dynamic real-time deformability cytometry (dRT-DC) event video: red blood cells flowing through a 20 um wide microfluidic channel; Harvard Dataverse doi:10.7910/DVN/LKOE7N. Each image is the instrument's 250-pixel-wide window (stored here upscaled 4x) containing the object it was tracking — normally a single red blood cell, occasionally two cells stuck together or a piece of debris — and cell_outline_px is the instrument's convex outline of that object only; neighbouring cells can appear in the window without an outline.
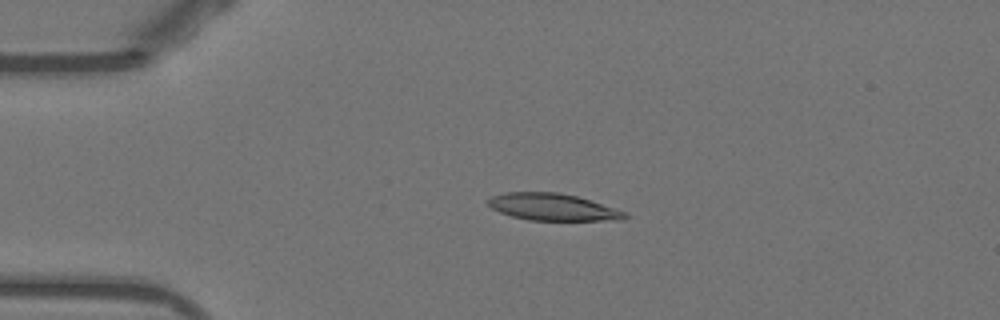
{"species": "Egyptian fruit bat (a non-hibernating species)", "species_latin": "Rousettus aegyptiacus", "temperature_condition": "warm", "stored_images_in_passage": 51, "camera_frame_rate_fps": 3000, "um_per_image_px": 0.085, "animal": {"sex": "female"}, "frame": {"image": 1, "passage_image": 11, "time_ms": 3.333, "image_size_px": [1000, 320], "cell_outline_px": [[628, 216], [624, 220], [528, 220], [512, 216], [500, 212], [492, 208], [488, 204], [488, 200], [492, 196], [504, 192], [556, 192], [576, 196], [616, 208], [628, 212]], "centroid_in_image_um": [47.01, 17.6], "position_along_channel_um": 38.0, "area_um2": 21.44}}
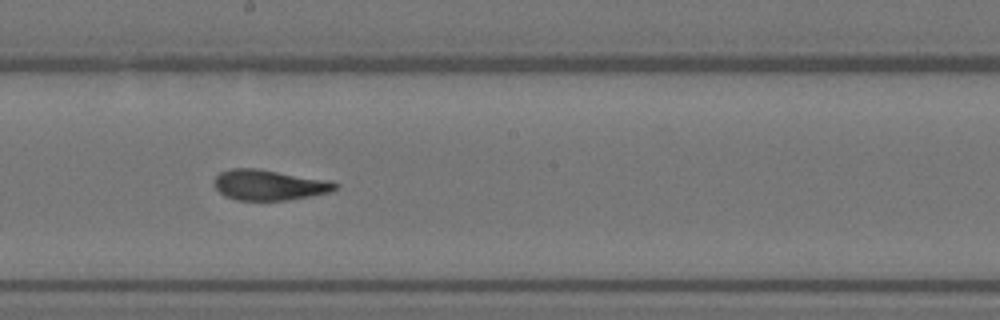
{"frame": {"image": 2, "passage_image": 28, "time_ms": 9.0, "image_size_px": [1000, 320], "cell_outline_px": [[340, 184], [336, 188], [328, 192], [288, 200], [236, 200], [224, 196], [212, 184], [212, 180], [220, 172], [232, 168], [256, 168], [328, 180]], "centroid_in_image_um": [22.81, 15.72], "position_along_channel_um": 225.4, "area_um2": 21.44}}
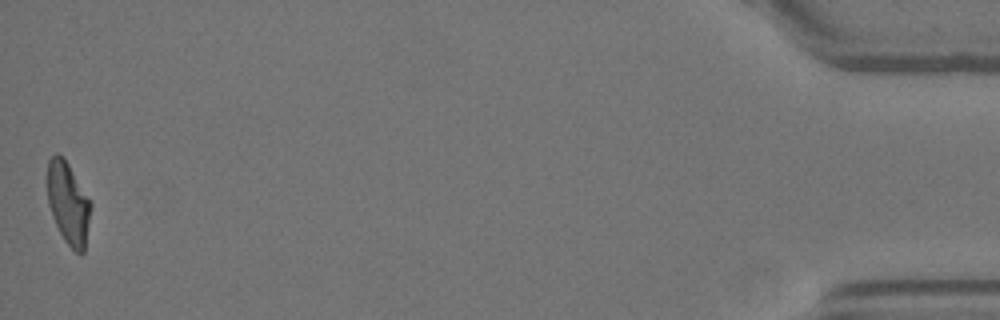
{"frame": {"image": 3, "passage_image": 51, "time_ms": 16.667, "image_size_px": [1000, 320], "cell_outline_px": [[92, 204], [84, 252], [80, 256], [64, 240], [52, 216], [48, 204], [48, 160], [56, 152], [68, 164]], "centroid_in_image_um": [5.8, 17.31], "position_along_channel_um": 429.4, "area_um2": 20.4}, "authors_computed_cell_mechanics": {"area_um2": 21.5594, "velocity_mm_per_s": 3.8958, "shape_relaxation_time_tau1_ms": null, "shape_relaxation_time_tau2_ms": 1.8381, "deformation_change_tau1": null, "deformation_change_tau2": 0.1014}}